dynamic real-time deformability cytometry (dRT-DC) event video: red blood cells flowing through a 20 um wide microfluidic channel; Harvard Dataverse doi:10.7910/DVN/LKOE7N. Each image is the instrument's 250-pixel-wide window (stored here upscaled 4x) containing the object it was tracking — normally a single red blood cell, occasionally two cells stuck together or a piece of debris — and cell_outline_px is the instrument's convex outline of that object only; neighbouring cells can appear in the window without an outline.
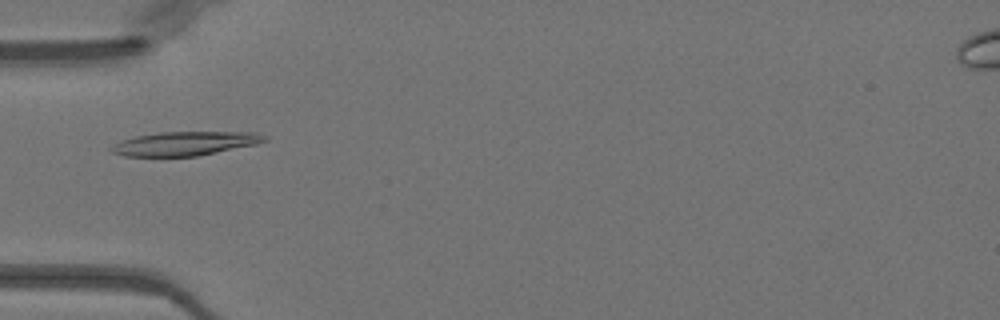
{"species": "Egyptian fruit bat (a non-hibernating species)", "species_latin": "Rousettus aegyptiacus", "temperature_condition": "warm", "stored_images_in_passage": 39, "camera_frame_rate_fps": 3000, "um_per_image_px": 0.085, "animal": {"sex": "female"}, "frame": {"image": 1, "passage_image": 5, "time_ms": 1.333, "image_size_px": [1000, 320], "cell_outline_px": [[268, 140], [256, 144], [196, 156], [124, 156], [112, 152], [108, 148], [120, 140], [136, 136], [160, 132], [256, 132], [268, 136]], "centroid_in_image_um": [15.71, 12.19], "position_along_channel_um": 69.3, "area_um2": 21.33}}
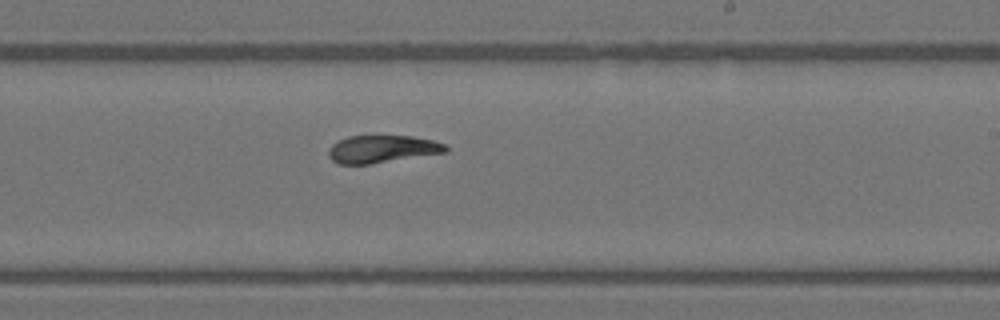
{"frame": {"image": 2, "passage_image": 19, "time_ms": 6.0, "image_size_px": [1000, 320], "cell_outline_px": [[448, 152], [368, 164], [340, 164], [332, 160], [328, 156], [328, 148], [332, 144], [348, 136], [376, 132], [412, 136], [432, 140], [448, 144]], "centroid_in_image_um": [32.48, 12.61], "position_along_channel_um": 256.5, "area_um2": 19.71}}
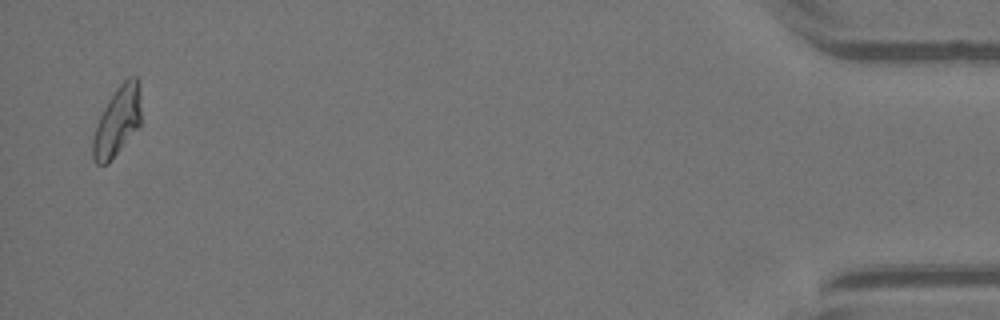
{"frame": {"image": 3, "passage_image": 38, "time_ms": 12.333, "image_size_px": [1000, 320], "cell_outline_px": [[140, 128], [108, 164], [96, 164], [92, 160], [92, 136], [96, 124], [108, 100], [116, 88], [128, 76], [136, 76], [140, 88]], "centroid_in_image_um": [9.97, 10.34], "position_along_channel_um": 425.2, "area_um2": 19.88}, "authors_computed_cell_mechanics": {"area_um2": 19.5942, "velocity_mm_per_s": 4.0139, "shape_relaxation_time_tau1_ms": null, "shape_relaxation_time_tau2_ms": 2.4226, "deformation_change_tau1": null, "deformation_change_tau2": 0.0806}}